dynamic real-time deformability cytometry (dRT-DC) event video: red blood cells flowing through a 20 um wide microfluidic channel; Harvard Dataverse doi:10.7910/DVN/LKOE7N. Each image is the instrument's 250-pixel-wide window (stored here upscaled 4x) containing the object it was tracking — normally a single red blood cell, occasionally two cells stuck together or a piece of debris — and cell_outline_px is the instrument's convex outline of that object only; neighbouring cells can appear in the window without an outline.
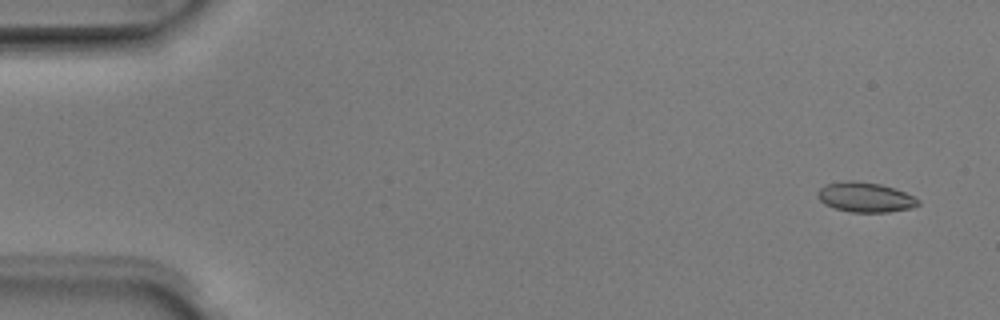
{"species": "Egyptian fruit bat (a non-hibernating species)", "species_latin": "Rousettus aegyptiacus", "temperature_condition": "room temperature", "stored_images_in_passage": 4, "camera_frame_rate_fps": 3000, "um_per_image_px": 0.085, "animal": {"sex": "male"}, "frame": {"image": 1, "passage_image": 1, "time_ms": 0.0, "image_size_px": [1000, 320], "cell_outline_px": [[920, 204], [912, 208], [888, 212], [852, 212], [836, 208], [824, 204], [816, 196], [816, 192], [824, 184], [844, 180], [856, 180], [880, 184], [904, 192], [920, 200]], "centroid_in_image_um": [73.51, 16.75], "position_along_channel_um": 11.5, "area_um2": 17.57}}
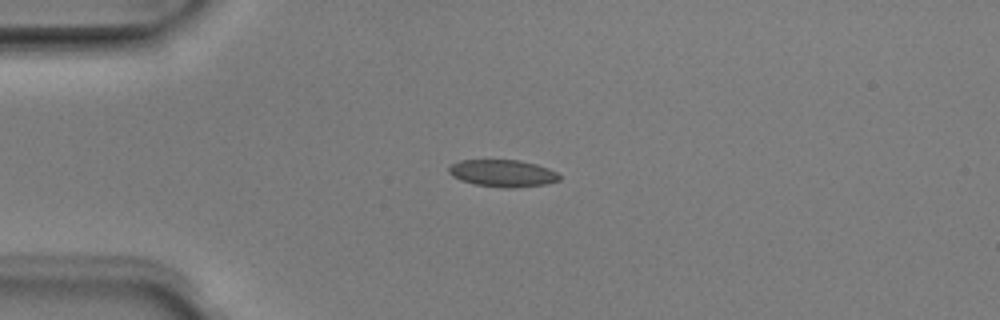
{"frame": {"image": 2, "passage_image": 4, "time_ms": 1.0, "image_size_px": [1000, 320], "cell_outline_px": [[560, 180], [544, 184], [516, 188], [504, 188], [472, 184], [460, 180], [452, 176], [448, 172], [448, 168], [452, 164], [460, 160], [520, 160], [536, 164], [548, 168], [556, 172], [560, 176]], "centroid_in_image_um": [42.71, 14.73], "position_along_channel_um": 42.3, "area_um2": 17.57}}